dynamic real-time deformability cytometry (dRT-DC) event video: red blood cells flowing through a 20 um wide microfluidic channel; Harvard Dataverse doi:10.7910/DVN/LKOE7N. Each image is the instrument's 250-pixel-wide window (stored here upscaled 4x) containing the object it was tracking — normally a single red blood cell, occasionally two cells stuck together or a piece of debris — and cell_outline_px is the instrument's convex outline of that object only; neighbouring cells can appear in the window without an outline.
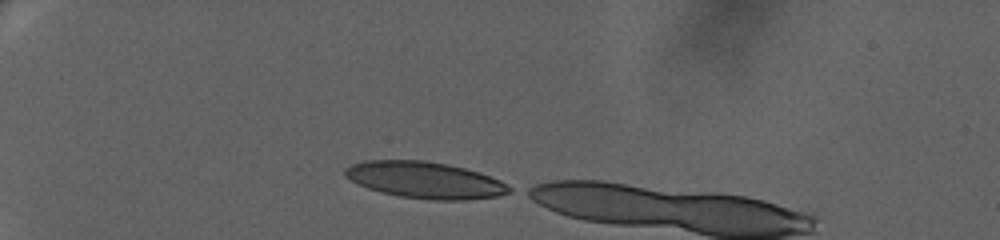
{"species": "human", "species_latin": "Homo sapiens", "temperature_condition": "warm", "stored_images_in_passage": 42, "camera_frame_rate_fps": 3000, "um_per_image_px": 0.085, "donor": {"sex": "female"}, "frame": {"image": 1, "passage_image": 1, "time_ms": 0.0, "image_size_px": [1000, 240], "cell_outline_px": [[512, 192], [496, 196], [468, 200], [428, 200], [396, 196], [380, 192], [368, 188], [344, 176], [344, 168], [352, 164], [364, 160], [424, 160], [448, 164], [480, 172], [500, 180], [512, 188]], "centroid_in_image_um": [36.12, 15.31], "position_along_channel_um": 48.9, "area_um2": 35.2}}
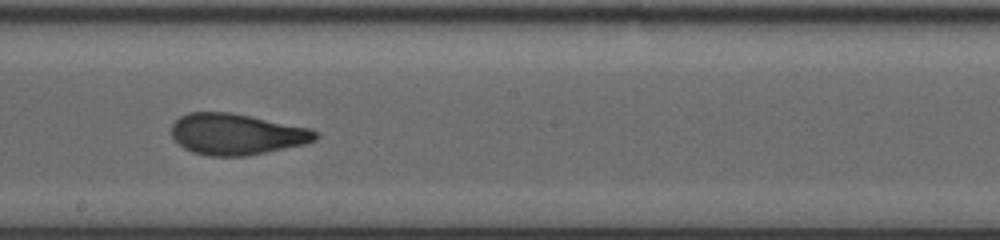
{"frame": {"image": 2, "passage_image": 22, "time_ms": 7.0, "image_size_px": [1000, 240], "cell_outline_px": [[320, 136], [316, 140], [304, 144], [244, 156], [208, 156], [192, 152], [184, 148], [172, 136], [172, 124], [180, 116], [188, 112], [232, 112], [312, 128], [320, 132]], "centroid_in_image_um": [20.14, 11.39], "position_along_channel_um": 228.1, "area_um2": 34.68}}
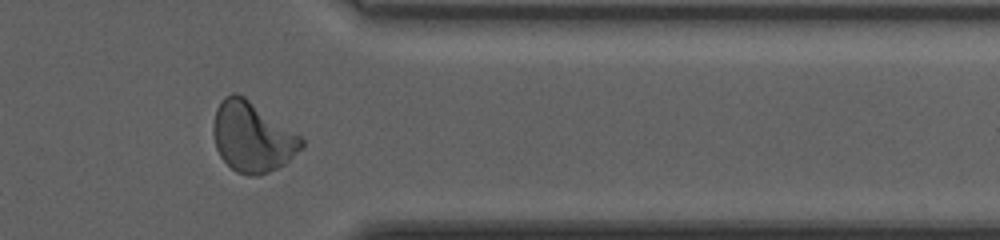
{"frame": {"image": 3, "passage_image": 37, "time_ms": 12.0, "image_size_px": [1000, 240], "cell_outline_px": [[304, 144], [284, 164], [260, 176], [248, 176], [236, 172], [220, 156], [216, 148], [212, 132], [212, 124], [216, 108], [220, 100], [224, 96], [232, 92], [236, 92], [244, 96], [300, 136], [304, 140]], "centroid_in_image_um": [21.38, 11.63], "position_along_channel_um": 390.0, "area_um2": 35.84}}